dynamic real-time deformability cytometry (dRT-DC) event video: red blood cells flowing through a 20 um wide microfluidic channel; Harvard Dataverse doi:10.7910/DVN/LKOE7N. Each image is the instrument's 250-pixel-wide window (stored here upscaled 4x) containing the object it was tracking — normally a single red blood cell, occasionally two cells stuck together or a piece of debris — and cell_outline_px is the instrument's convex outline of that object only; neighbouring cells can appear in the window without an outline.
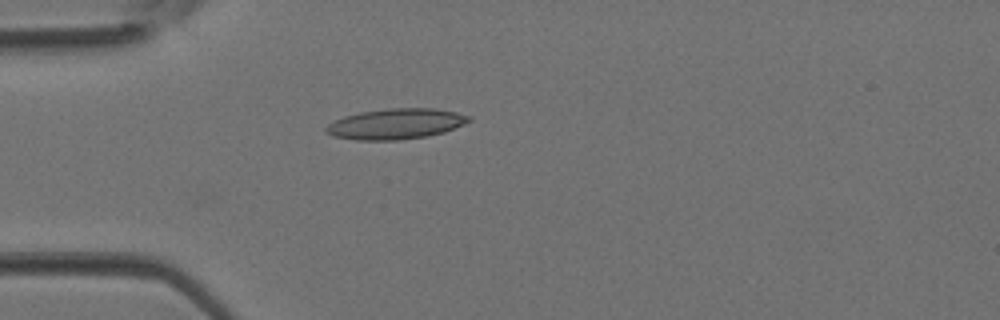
{"species": "Egyptian fruit bat (a non-hibernating species)", "species_latin": "Rousettus aegyptiacus", "temperature_condition": "room temperature", "stored_images_in_passage": 3, "camera_frame_rate_fps": 3000, "um_per_image_px": 0.085, "animal": {"sex": "female"}, "frame": {"image": 1, "passage_image": 3, "time_ms": 0.667, "image_size_px": [1000, 320], "cell_outline_px": [[472, 120], [444, 132], [428, 136], [396, 140], [356, 140], [332, 136], [324, 128], [328, 124], [344, 116], [360, 112], [388, 108], [436, 108], [456, 112], [472, 116]], "centroid_in_image_um": [33.66, 10.52], "position_along_channel_um": 51.3, "area_um2": 25.43}}